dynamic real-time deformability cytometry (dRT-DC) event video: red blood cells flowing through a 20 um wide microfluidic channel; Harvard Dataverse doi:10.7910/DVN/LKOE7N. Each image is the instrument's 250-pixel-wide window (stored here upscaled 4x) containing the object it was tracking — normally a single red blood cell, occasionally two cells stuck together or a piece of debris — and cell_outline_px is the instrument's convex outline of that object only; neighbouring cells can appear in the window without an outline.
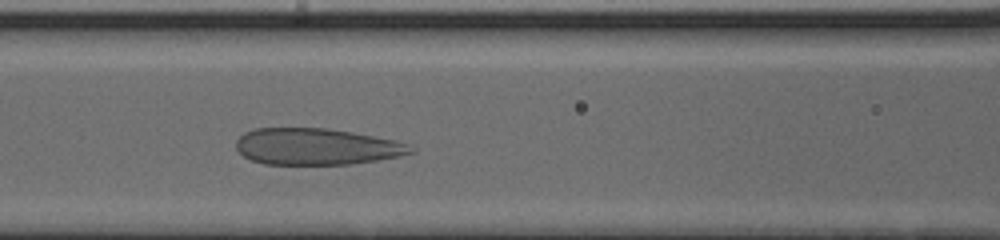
{"species": "human", "species_latin": "Homo sapiens", "temperature_condition": "cold", "stored_images_in_passage": 32, "camera_frame_rate_fps": 3000, "um_per_image_px": 0.085, "donor": {"sex": "male"}, "frame": {"image": 1, "passage_image": 9, "time_ms": 2.667, "image_size_px": [1000, 240], "cell_outline_px": [[416, 152], [400, 156], [352, 164], [264, 164], [252, 160], [244, 156], [236, 148], [236, 140], [244, 132], [256, 128], [324, 128], [352, 132], [396, 140], [408, 144]], "centroid_in_image_um": [26.9, 12.46], "position_along_channel_um": 139.7, "area_um2": 37.11}}
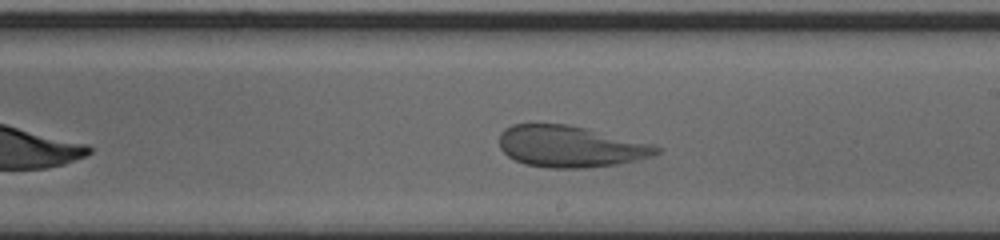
{"frame": {"image": 2, "passage_image": 17, "time_ms": 5.333, "image_size_px": [1000, 240], "cell_outline_px": [[660, 152], [652, 156], [636, 160], [616, 164], [584, 168], [548, 168], [524, 164], [508, 156], [500, 148], [500, 132], [504, 128], [512, 124], [568, 124], [588, 128], [656, 144], [660, 148]], "centroid_in_image_um": [48.5, 12.44], "position_along_channel_um": 240.5, "area_um2": 38.26}}
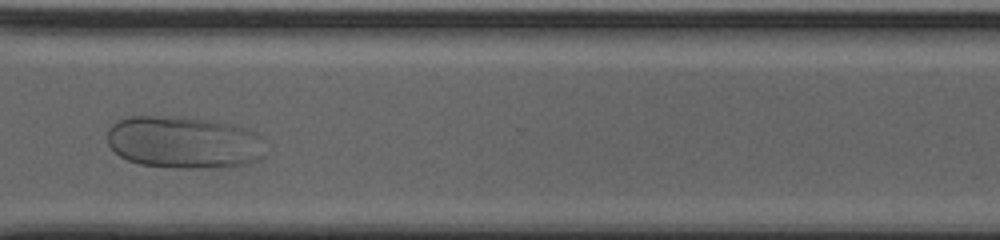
{"frame": {"image": 3, "passage_image": 26, "time_ms": 8.333, "image_size_px": [1000, 240], "cell_outline_px": [[268, 140], [264, 156], [256, 160], [240, 164], [140, 164], [128, 160], [120, 156], [108, 144], [108, 128], [112, 124], [120, 120], [132, 116], [156, 116], [208, 120], [232, 124], [248, 128], [256, 132]], "centroid_in_image_um": [15.66, 12.02], "position_along_channel_um": 354.9, "area_um2": 46.41}, "authors_computed_cell_mechanics": {"area_um2": 39.5352, "velocity_mm_per_s": 3.8037, "shape_relaxation_time_tau1_ms": 6.3103, "shape_relaxation_time_tau2_ms": null, "deformation_change_tau1": 0.2058, "deformation_change_tau2": null}}